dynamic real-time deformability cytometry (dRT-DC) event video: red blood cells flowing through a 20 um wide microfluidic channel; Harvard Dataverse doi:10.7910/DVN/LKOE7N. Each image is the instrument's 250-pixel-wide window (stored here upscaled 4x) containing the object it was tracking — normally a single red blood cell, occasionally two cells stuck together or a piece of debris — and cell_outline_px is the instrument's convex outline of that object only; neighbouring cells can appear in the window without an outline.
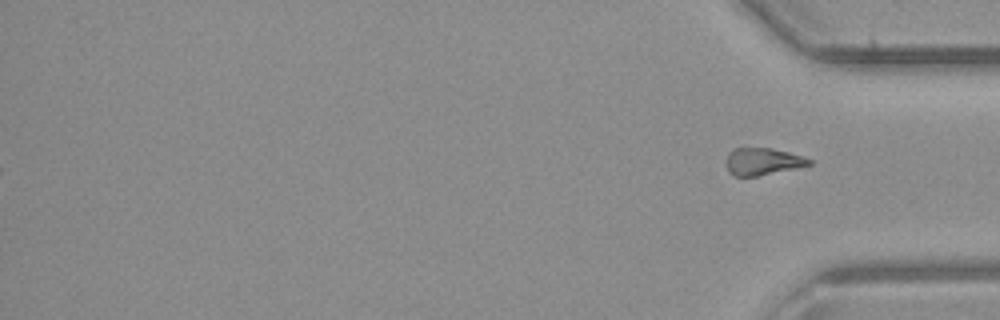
{"species": "common noctule bat (a hibernating species)", "species_latin": "Nyctalus noctula", "temperature_condition": "room temperature", "stored_images_in_passage": 38, "segment_of_instrument_passage": [2, 2], "camera_frame_rate_fps": 3000, "um_per_image_px": 0.085, "animal": {"sex": "male", "body_mass_g": 23.1, "forearm_length_mm": 52.7}, "frame": {"image": 1, "passage_image": 38, "time_ms": 12.333, "image_size_px": [1000, 320], "cell_outline_px": [[812, 164], [796, 168], [756, 176], [732, 176], [728, 172], [728, 152], [732, 148], [772, 148], [788, 152], [812, 160]], "centroid_in_image_um": [64.81, 13.72], "position_along_channel_um": 370.4, "area_um2": 12.95}}